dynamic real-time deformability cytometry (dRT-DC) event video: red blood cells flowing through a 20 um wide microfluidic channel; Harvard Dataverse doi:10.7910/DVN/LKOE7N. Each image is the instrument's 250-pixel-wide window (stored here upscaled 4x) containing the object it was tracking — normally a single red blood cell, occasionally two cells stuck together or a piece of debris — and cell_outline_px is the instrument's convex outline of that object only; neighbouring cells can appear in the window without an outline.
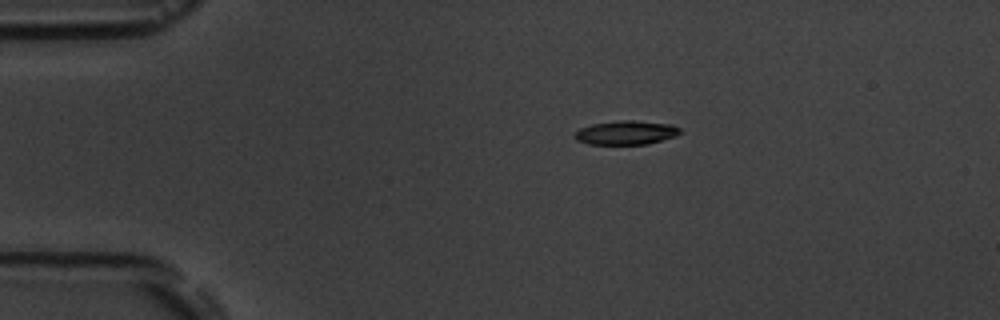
{"species": "common noctule bat (a hibernating species)", "species_latin": "Nyctalus noctula", "temperature_condition": "room temperature", "stored_images_in_passage": 6, "camera_frame_rate_fps": 3000, "um_per_image_px": 0.085, "animal": {"sex": "male", "body_mass_g": 19.5, "forearm_length_mm": 54.6}, "frame": {"image": 1, "passage_image": 1, "time_ms": 0.0, "image_size_px": [1000, 320], "cell_outline_px": [[680, 132], [676, 136], [648, 144], [588, 144], [576, 140], [572, 136], [580, 128], [592, 124], [620, 120], [632, 120], [672, 124], [680, 128]], "centroid_in_image_um": [53.2, 11.27], "position_along_channel_um": 31.8, "area_um2": 14.74}}
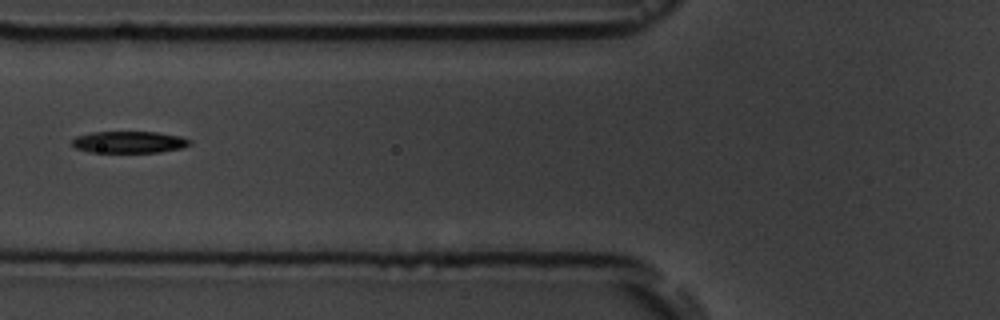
{"frame": {"image": 2, "passage_image": 4, "time_ms": 3.667, "image_size_px": [1000, 320], "cell_outline_px": [[192, 144], [180, 148], [160, 152], [92, 152], [76, 148], [72, 144], [72, 140], [76, 136], [92, 132], [156, 132], [180, 136], [192, 140]], "centroid_in_image_um": [11.0, 12.07], "position_along_channel_um": 114.8, "area_um2": 14.85}}
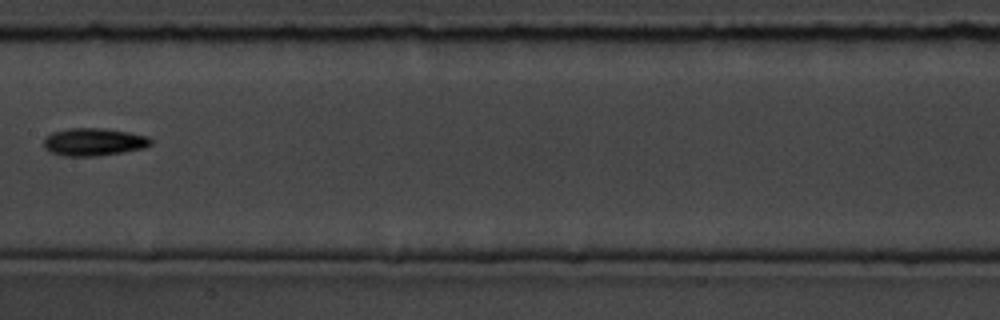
{"frame": {"image": 3, "passage_image": 6, "time_ms": 6.0, "image_size_px": [1000, 320], "cell_outline_px": [[152, 144], [144, 148], [124, 152], [96, 156], [64, 156], [52, 152], [44, 148], [44, 136], [52, 132], [68, 128], [104, 128], [128, 132], [148, 136], [152, 140]], "centroid_in_image_um": [7.97, 12.06], "position_along_channel_um": 199.4, "area_um2": 17.4}}